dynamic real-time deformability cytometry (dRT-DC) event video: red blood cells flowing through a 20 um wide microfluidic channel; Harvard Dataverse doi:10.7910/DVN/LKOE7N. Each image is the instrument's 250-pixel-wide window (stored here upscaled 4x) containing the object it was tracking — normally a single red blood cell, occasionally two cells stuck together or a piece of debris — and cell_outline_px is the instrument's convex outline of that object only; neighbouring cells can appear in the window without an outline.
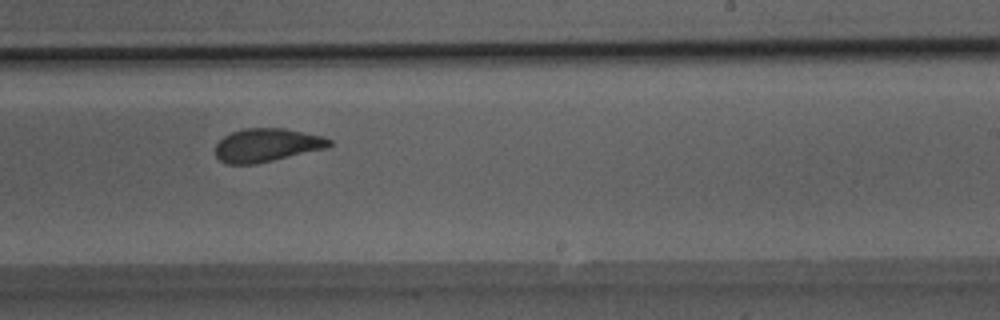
{"species": "Egyptian fruit bat (a non-hibernating species)", "species_latin": "Rousettus aegyptiacus", "temperature_condition": "room temperature", "stored_images_in_passage": 45, "camera_frame_rate_fps": 3000, "um_per_image_px": 0.085, "animal": {"sex": "male"}, "frame": {"image": 1, "passage_image": 26, "time_ms": 8.333, "image_size_px": [1000, 320], "cell_outline_px": [[332, 144], [328, 148], [256, 164], [228, 164], [220, 160], [216, 156], [216, 144], [224, 136], [232, 132], [244, 128], [284, 128], [324, 136], [332, 140]], "centroid_in_image_um": [22.71, 12.33], "position_along_channel_um": 266.3, "area_um2": 22.25}}
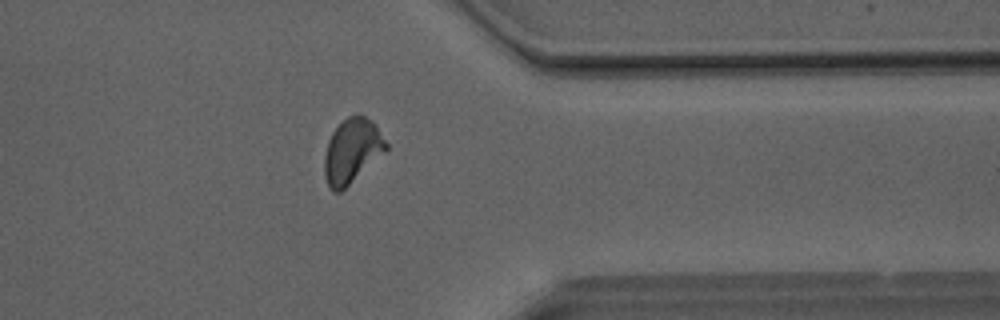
{"frame": {"image": 2, "passage_image": 35, "time_ms": 11.333, "image_size_px": [1000, 320], "cell_outline_px": [[388, 148], [384, 152], [340, 192], [332, 192], [328, 188], [324, 176], [324, 156], [328, 140], [332, 132], [348, 116], [356, 112], [360, 112], [372, 120], [376, 124], [388, 144]], "centroid_in_image_um": [29.91, 12.79], "position_along_channel_um": 381.5, "area_um2": 23.29}}
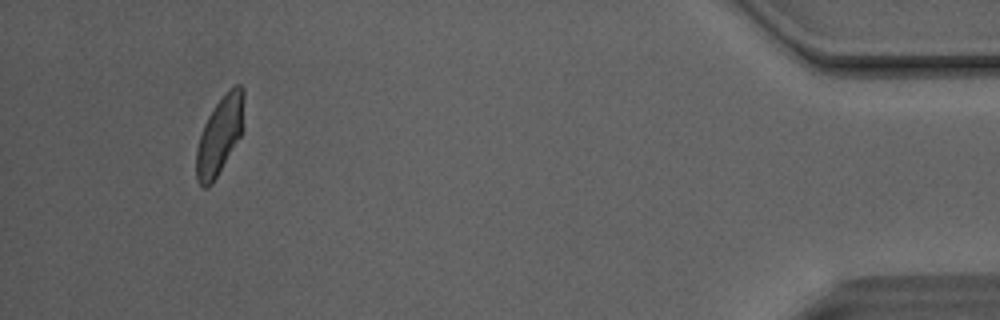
{"frame": {"image": 3, "passage_image": 42, "time_ms": 13.667, "image_size_px": [1000, 320], "cell_outline_px": [[244, 132], [212, 184], [208, 188], [204, 188], [196, 180], [196, 148], [204, 124], [208, 116], [216, 104], [236, 84], [240, 84], [244, 88]], "centroid_in_image_um": [18.7, 11.54], "position_along_channel_um": 416.5, "area_um2": 21.79}, "authors_computed_cell_mechanics": {"area_um2": 22.831, "velocity_mm_per_s": 4.1166, "shape_relaxation_time_tau1_ms": 10.7051, "shape_relaxation_time_tau2_ms": 1.3729, "deformation_change_tau1": 0.2158, "deformation_change_tau2": 0.0872}}